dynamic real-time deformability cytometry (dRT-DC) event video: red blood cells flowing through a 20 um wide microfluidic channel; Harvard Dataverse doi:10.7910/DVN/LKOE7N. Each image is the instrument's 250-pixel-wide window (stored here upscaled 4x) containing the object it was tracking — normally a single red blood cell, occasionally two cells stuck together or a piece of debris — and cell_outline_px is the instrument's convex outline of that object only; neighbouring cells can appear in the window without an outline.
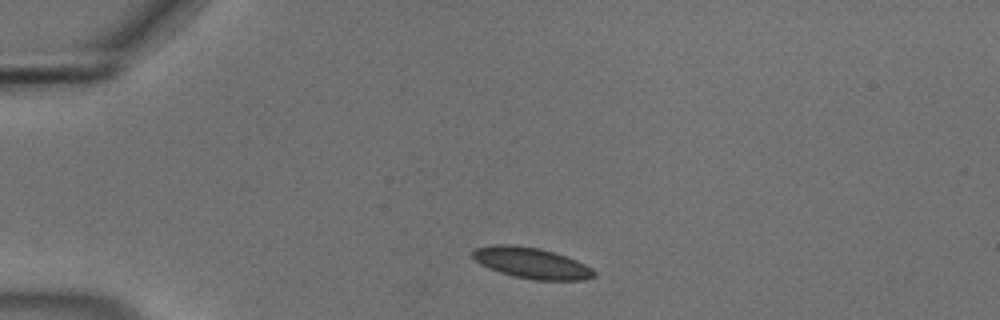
{"species": "common noctule bat (a hibernating species)", "species_latin": "Nyctalus noctula", "temperature_condition": "cold", "stored_images_in_passage": 43, "camera_frame_rate_fps": 3000, "um_per_image_px": 0.085, "animal": {"sex": "male", "body_mass_g": 18.8}, "frame": {"image": 1, "passage_image": 1, "time_ms": 0.0, "image_size_px": [1000, 320], "cell_outline_px": [[596, 276], [584, 280], [536, 280], [516, 276], [500, 272], [480, 264], [472, 256], [472, 252], [476, 248], [496, 244], [512, 244], [540, 248], [576, 260], [592, 268], [596, 272]], "centroid_in_image_um": [45.2, 22.35], "position_along_channel_um": 39.8, "area_um2": 21.68}}
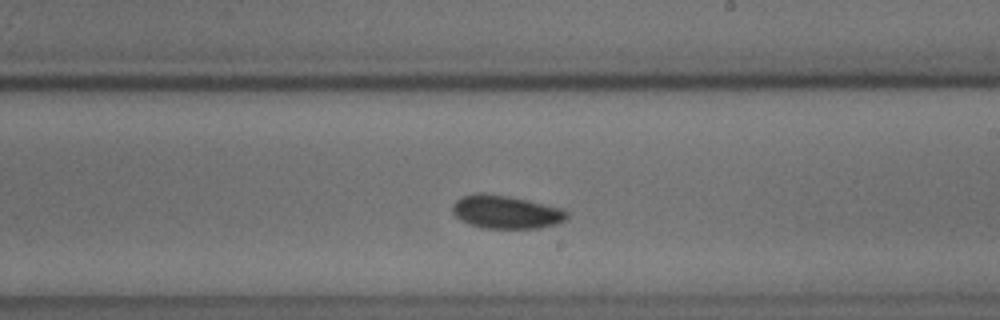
{"frame": {"image": 2, "passage_image": 21, "time_ms": 6.667, "image_size_px": [1000, 320], "cell_outline_px": [[568, 216], [564, 220], [556, 224], [536, 228], [484, 228], [460, 220], [452, 212], [452, 204], [460, 196], [508, 196], [564, 208], [568, 212]], "centroid_in_image_um": [43.06, 18.05], "position_along_channel_um": 245.9, "area_um2": 21.44}}
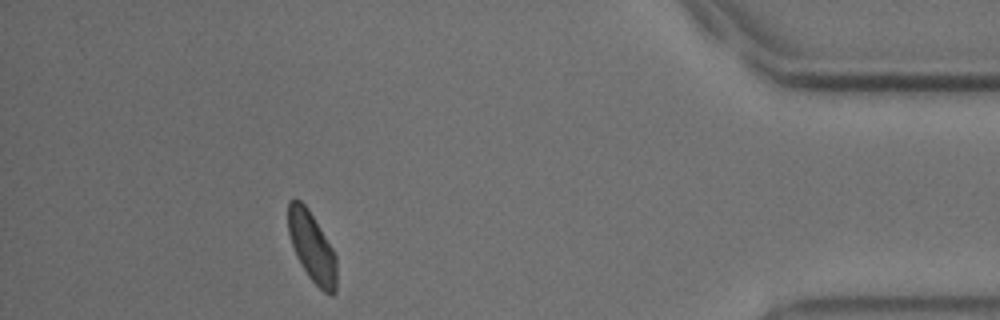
{"frame": {"image": 3, "passage_image": 38, "time_ms": 12.333, "image_size_px": [1000, 320], "cell_outline_px": [[336, 292], [332, 296], [324, 292], [308, 276], [296, 256], [288, 232], [288, 200], [300, 200], [308, 208], [332, 248], [336, 256]], "centroid_in_image_um": [26.51, 21.0], "position_along_channel_um": 408.7, "area_um2": 19.54}, "authors_computed_cell_mechanics": {"area_um2": 20.808, "velocity_mm_per_s": 3.662, "shape_relaxation_time_tau1_ms": 3.4732, "shape_relaxation_time_tau2_ms": null, "deformation_change_tau1": 0.0766, "deformation_change_tau2": null}}